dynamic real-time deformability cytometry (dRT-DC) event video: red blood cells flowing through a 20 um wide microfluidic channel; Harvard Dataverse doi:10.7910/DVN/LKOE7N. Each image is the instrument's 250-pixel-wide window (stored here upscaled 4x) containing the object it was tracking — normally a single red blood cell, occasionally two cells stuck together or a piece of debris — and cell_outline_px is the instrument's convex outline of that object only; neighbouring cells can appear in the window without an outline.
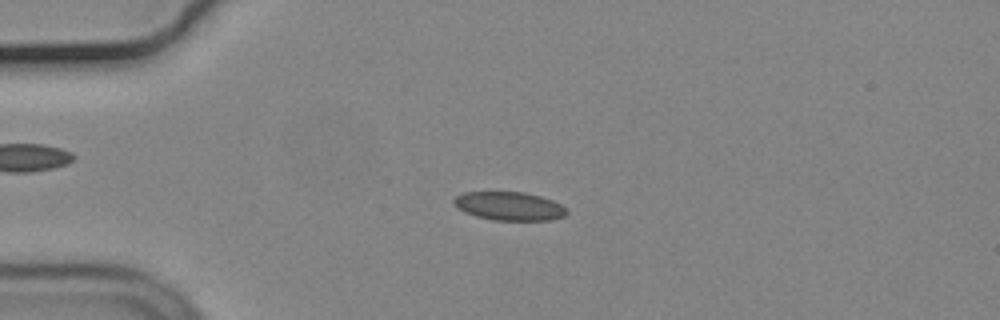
{"species": "common noctule bat (a hibernating species)", "species_latin": "Nyctalus noctula", "temperature_condition": "cold", "stored_images_in_passage": 8, "camera_frame_rate_fps": 3000, "um_per_image_px": 0.085, "animal": {"sex": "male", "body_mass_g": 19.2, "forearm_length_mm": 51.8}, "frame": {"image": 1, "passage_image": 5, "time_ms": 1.333, "image_size_px": [1000, 320], "cell_outline_px": [[568, 212], [564, 216], [548, 220], [496, 220], [476, 216], [464, 212], [452, 204], [452, 200], [456, 196], [464, 192], [524, 192], [540, 196], [552, 200], [560, 204]], "centroid_in_image_um": [43.24, 17.51], "position_along_channel_um": 41.8, "area_um2": 18.67}}